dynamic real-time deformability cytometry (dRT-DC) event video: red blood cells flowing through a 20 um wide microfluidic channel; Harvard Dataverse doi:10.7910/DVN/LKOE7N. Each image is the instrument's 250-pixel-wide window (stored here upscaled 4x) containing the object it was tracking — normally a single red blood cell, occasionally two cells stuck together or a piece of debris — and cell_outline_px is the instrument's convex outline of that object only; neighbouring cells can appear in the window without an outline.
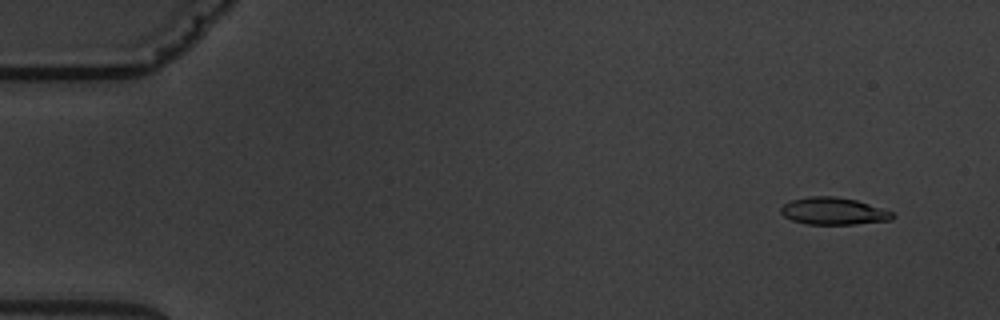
{"species": "common noctule bat (a hibernating species)", "species_latin": "Nyctalus noctula", "temperature_condition": "warm", "stored_images_in_passage": 6, "camera_frame_rate_fps": 3000, "um_per_image_px": 0.085, "animal": {"sex": "male", "body_mass_g": 19.5, "forearm_length_mm": 54.6}, "frame": {"image": 1, "passage_image": 1, "time_ms": 0.0, "image_size_px": [1000, 320], "cell_outline_px": [[896, 216], [892, 220], [856, 224], [808, 224], [792, 220], [784, 216], [780, 212], [780, 208], [784, 204], [792, 200], [808, 196], [832, 196], [856, 200], [892, 212]], "centroid_in_image_um": [70.84, 17.95], "position_along_channel_um": 14.2, "area_um2": 17.57}}
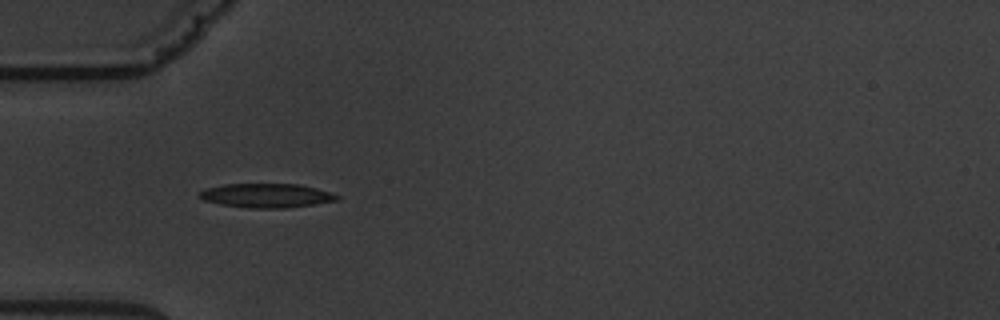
{"frame": {"image": 2, "passage_image": 5, "time_ms": 4.667, "image_size_px": [1000, 320], "cell_outline_px": [[340, 200], [284, 208], [248, 208], [220, 204], [204, 200], [200, 196], [200, 192], [208, 188], [224, 184], [300, 184], [316, 188], [340, 196]], "centroid_in_image_um": [22.67, 16.62], "position_along_channel_um": 62.3, "area_um2": 19.07}}